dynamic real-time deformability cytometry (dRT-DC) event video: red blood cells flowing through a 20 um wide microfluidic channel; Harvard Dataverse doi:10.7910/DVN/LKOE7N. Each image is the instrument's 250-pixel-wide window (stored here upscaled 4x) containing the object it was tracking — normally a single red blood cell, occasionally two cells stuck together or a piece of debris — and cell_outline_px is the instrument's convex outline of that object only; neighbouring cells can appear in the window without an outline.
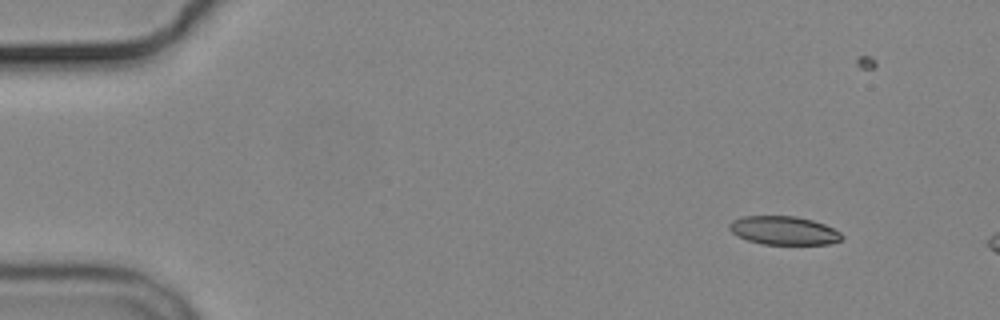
{"species": "common noctule bat (a hibernating species)", "species_latin": "Nyctalus noctula", "temperature_condition": "cold", "stored_images_in_passage": 3, "camera_frame_rate_fps": 3000, "um_per_image_px": 0.085, "animal": {"sex": "male", "body_mass_g": 19.2, "forearm_length_mm": 51.8}, "frame": {"image": 1, "passage_image": 1, "time_ms": 0.0, "image_size_px": [1000, 320], "cell_outline_px": [[844, 236], [840, 240], [828, 244], [760, 244], [748, 240], [732, 232], [728, 228], [728, 224], [732, 220], [744, 216], [796, 216], [812, 220], [824, 224], [840, 232]], "centroid_in_image_um": [66.61, 19.59], "position_along_channel_um": 18.4, "area_um2": 18.61}}